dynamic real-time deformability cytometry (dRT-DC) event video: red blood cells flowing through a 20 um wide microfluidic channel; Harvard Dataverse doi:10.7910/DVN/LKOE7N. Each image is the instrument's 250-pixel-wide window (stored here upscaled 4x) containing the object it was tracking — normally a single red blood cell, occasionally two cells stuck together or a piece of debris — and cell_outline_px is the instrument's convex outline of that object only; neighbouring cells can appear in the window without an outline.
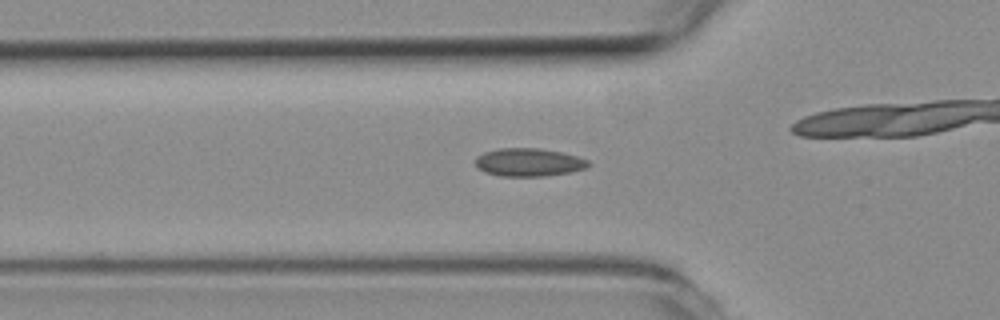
{"species": "common noctule bat (a hibernating species)", "species_latin": "Nyctalus noctula", "temperature_condition": "room temperature", "stored_images_in_passage": 45, "camera_frame_rate_fps": 3000, "um_per_image_px": 0.085, "animal": {"sex": "female", "body_mass_g": 19.3, "forearm_length_mm": 54.1}, "frame": {"image": 1, "passage_image": 17, "time_ms": 5.333, "image_size_px": [1000, 320], "cell_outline_px": [[592, 164], [588, 168], [572, 172], [544, 176], [500, 176], [484, 172], [476, 168], [476, 156], [484, 152], [500, 148], [536, 148], [560, 152], [576, 156], [588, 160]], "centroid_in_image_um": [44.95, 13.8], "position_along_channel_um": 80.9, "area_um2": 18.61}}
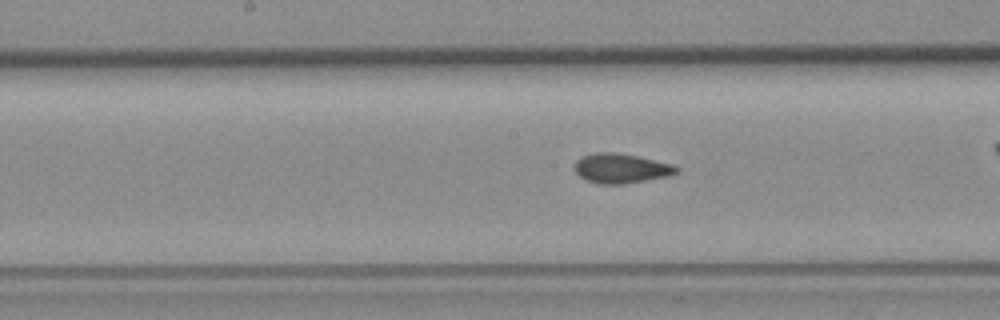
{"frame": {"image": 2, "passage_image": 26, "time_ms": 8.333, "image_size_px": [1000, 320], "cell_outline_px": [[680, 172], [672, 176], [624, 184], [600, 184], [584, 180], [572, 168], [576, 160], [584, 156], [596, 152], [616, 152], [636, 156], [672, 164], [680, 168]], "centroid_in_image_um": [52.81, 14.32], "position_along_channel_um": 195.4, "area_um2": 17.86}}
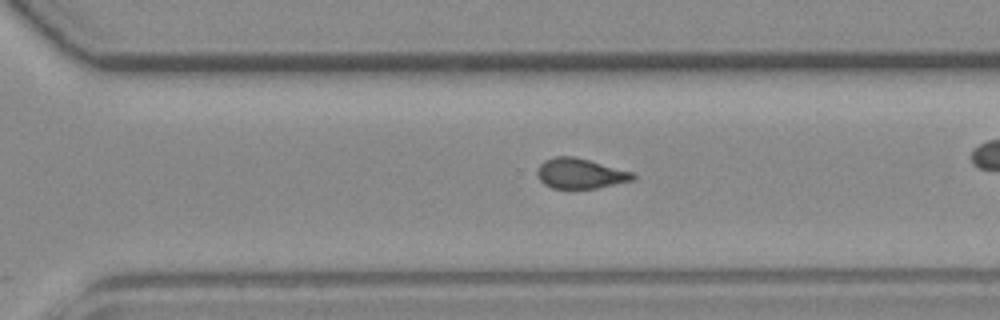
{"frame": {"image": 3, "passage_image": 36, "time_ms": 11.667, "image_size_px": [1000, 320], "cell_outline_px": [[636, 176], [632, 180], [596, 188], [552, 188], [544, 184], [540, 180], [536, 172], [540, 164], [544, 160], [556, 156], [572, 156], [636, 172]], "centroid_in_image_um": [49.33, 14.74], "position_along_channel_um": 321.3, "area_um2": 16.76}}